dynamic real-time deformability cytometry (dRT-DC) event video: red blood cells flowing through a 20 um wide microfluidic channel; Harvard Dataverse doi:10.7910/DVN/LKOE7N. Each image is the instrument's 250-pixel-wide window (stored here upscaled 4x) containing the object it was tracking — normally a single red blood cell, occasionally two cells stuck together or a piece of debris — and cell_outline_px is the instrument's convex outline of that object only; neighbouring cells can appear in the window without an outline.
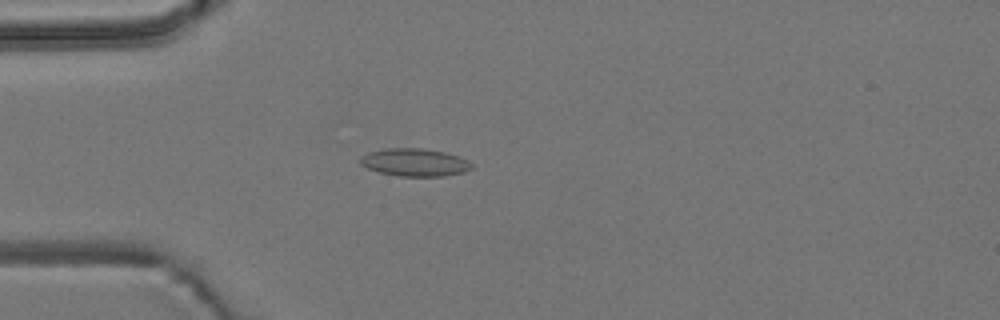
{"species": "common noctule bat (a hibernating species)", "species_latin": "Nyctalus noctula", "temperature_condition": "room temperature", "stored_images_in_passage": 42, "camera_frame_rate_fps": 3000, "um_per_image_px": 0.085, "animal": {"sex": "male", "body_mass_g": 19.2, "forearm_length_mm": 51.8}, "frame": {"image": 1, "passage_image": 2, "time_ms": 0.333, "image_size_px": [1000, 320], "cell_outline_px": [[472, 168], [464, 172], [444, 176], [400, 176], [380, 172], [368, 168], [360, 164], [360, 156], [368, 152], [388, 148], [424, 148], [444, 152], [460, 156], [468, 160], [472, 164]], "centroid_in_image_um": [35.26, 13.79], "position_along_channel_um": 49.7, "area_um2": 18.03}}
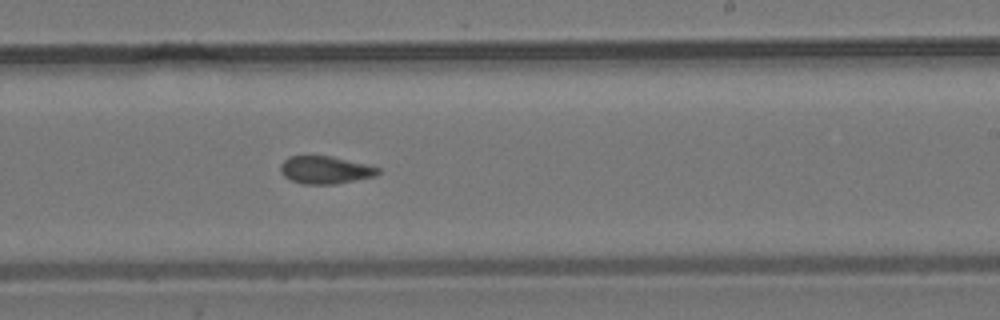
{"frame": {"image": 2, "passage_image": 20, "time_ms": 6.333, "image_size_px": [1000, 320], "cell_outline_px": [[380, 172], [376, 176], [336, 184], [304, 184], [292, 180], [284, 176], [280, 172], [280, 164], [288, 156], [332, 156], [368, 164], [380, 168]], "centroid_in_image_um": [27.66, 14.44], "position_along_channel_um": 261.3, "area_um2": 15.84}}
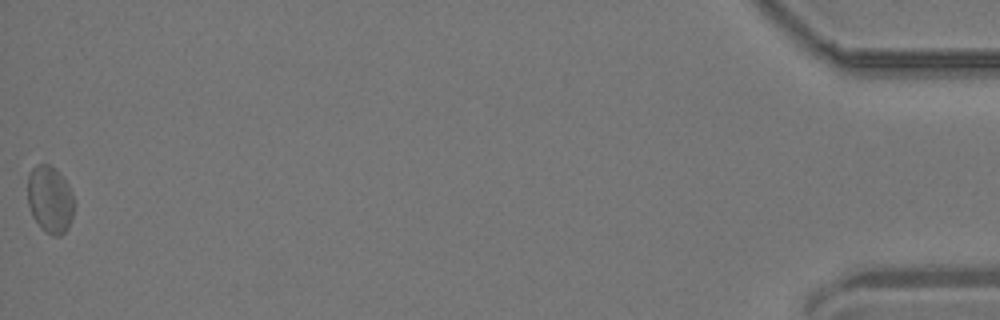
{"frame": {"image": 3, "passage_image": 42, "time_ms": 13.667, "image_size_px": [1000, 320], "cell_outline_px": [[72, 216], [68, 228], [60, 236], [52, 236], [40, 228], [32, 216], [28, 204], [28, 172], [36, 164], [48, 164], [68, 184], [72, 192]], "centroid_in_image_um": [4.21, 16.98], "position_along_channel_um": 431.0, "area_um2": 17.98}, "authors_computed_cell_mechanics": {"area_um2": 16.473, "velocity_mm_per_s": 3.7172, "shape_relaxation_time_tau1_ms": null, "shape_relaxation_time_tau2_ms": 3.4157, "deformation_change_tau1": null, "deformation_change_tau2": 0.0913}}